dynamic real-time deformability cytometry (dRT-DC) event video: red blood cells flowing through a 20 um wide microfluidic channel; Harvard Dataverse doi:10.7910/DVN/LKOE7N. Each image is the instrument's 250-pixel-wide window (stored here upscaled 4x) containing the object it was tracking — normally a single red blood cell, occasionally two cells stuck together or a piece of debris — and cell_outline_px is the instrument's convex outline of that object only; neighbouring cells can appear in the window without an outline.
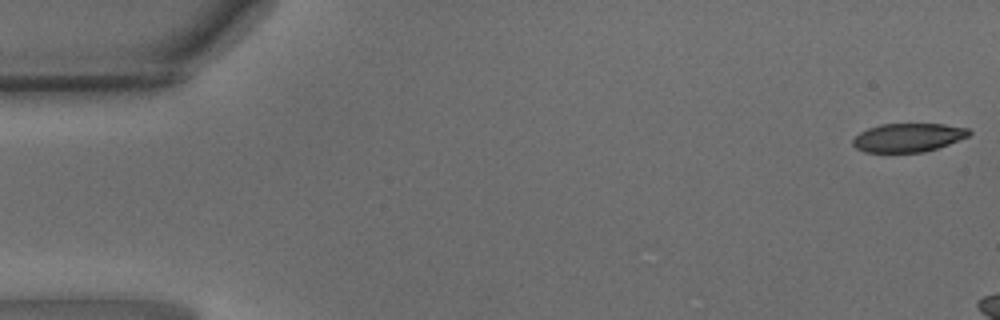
{"species": "common noctule bat (a hibernating species)", "species_latin": "Nyctalus noctula", "temperature_condition": "warm", "stored_images_in_passage": 13, "camera_frame_rate_fps": 3000, "um_per_image_px": 0.085, "animal": {"sex": "male", "body_mass_g": 15.6}, "frame": {"image": 1, "passage_image": 1, "time_ms": 0.0, "image_size_px": [1000, 320], "cell_outline_px": [[972, 132], [968, 136], [948, 144], [924, 152], [864, 152], [856, 148], [852, 144], [852, 140], [860, 132], [868, 128], [880, 124], [944, 124], [968, 128]], "centroid_in_image_um": [77.17, 11.69], "position_along_channel_um": 7.8, "area_um2": 19.31}}